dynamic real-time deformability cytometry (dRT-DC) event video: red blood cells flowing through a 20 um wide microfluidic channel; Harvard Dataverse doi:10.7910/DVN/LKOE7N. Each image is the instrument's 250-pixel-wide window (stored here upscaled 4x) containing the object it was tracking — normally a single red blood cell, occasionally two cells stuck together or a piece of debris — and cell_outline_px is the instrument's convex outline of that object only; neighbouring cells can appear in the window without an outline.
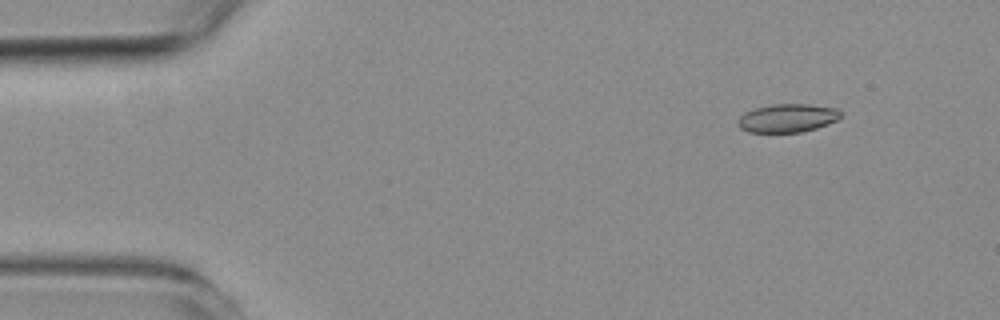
{"species": "common noctule bat (a hibernating species)", "species_latin": "Nyctalus noctula", "temperature_condition": "room temperature", "stored_images_in_passage": 51, "camera_frame_rate_fps": 3000, "um_per_image_px": 0.085, "animal": {"sex": "female", "body_mass_g": 19.3, "forearm_length_mm": 54.1}, "frame": {"image": 1, "passage_image": 2, "time_ms": 0.333, "image_size_px": [1000, 320], "cell_outline_px": [[844, 116], [828, 124], [816, 128], [800, 132], [748, 132], [740, 128], [736, 120], [744, 112], [756, 108], [772, 104], [808, 104], [836, 108]], "centroid_in_image_um": [66.93, 10.03], "position_along_channel_um": 18.1, "area_um2": 17.05}}
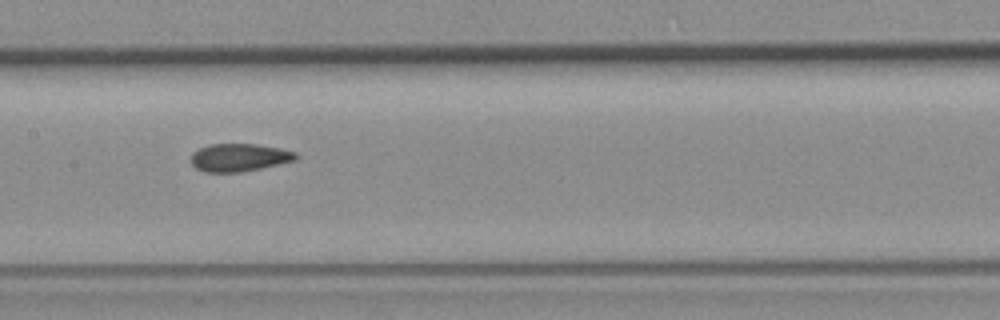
{"frame": {"image": 2, "passage_image": 23, "time_ms": 7.333, "image_size_px": [1000, 320], "cell_outline_px": [[300, 156], [296, 160], [260, 168], [240, 172], [204, 172], [196, 168], [192, 164], [192, 152], [200, 148], [212, 144], [256, 144], [280, 148], [296, 152]], "centroid_in_image_um": [20.36, 13.38], "position_along_channel_um": 187.0, "area_um2": 16.94}}
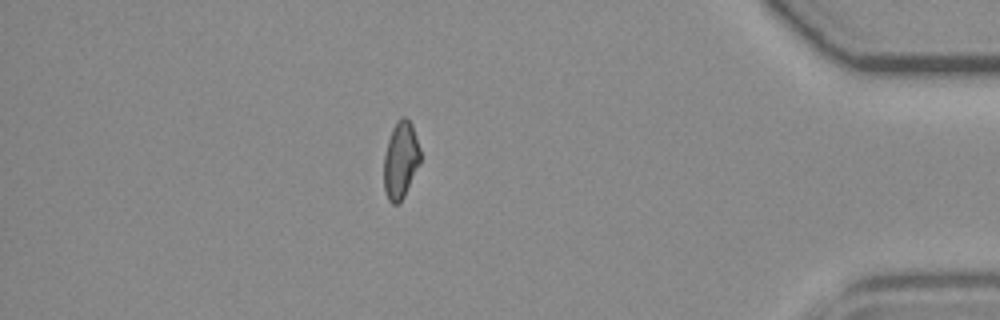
{"frame": {"image": 3, "passage_image": 44, "time_ms": 14.333, "image_size_px": [1000, 320], "cell_outline_px": [[420, 164], [400, 204], [392, 204], [388, 200], [384, 188], [384, 156], [388, 140], [392, 128], [396, 120], [400, 116], [404, 116], [412, 124], [420, 148]], "centroid_in_image_um": [34.05, 13.6], "position_along_channel_um": 401.1, "area_um2": 16.53}, "authors_computed_cell_mechanics": {"area_um2": 17.1088, "velocity_mm_per_s": 3.7042, "shape_relaxation_time_tau1_ms": null, "shape_relaxation_time_tau2_ms": 2.9023, "deformation_change_tau1": null, "deformation_change_tau2": 0.0874}}